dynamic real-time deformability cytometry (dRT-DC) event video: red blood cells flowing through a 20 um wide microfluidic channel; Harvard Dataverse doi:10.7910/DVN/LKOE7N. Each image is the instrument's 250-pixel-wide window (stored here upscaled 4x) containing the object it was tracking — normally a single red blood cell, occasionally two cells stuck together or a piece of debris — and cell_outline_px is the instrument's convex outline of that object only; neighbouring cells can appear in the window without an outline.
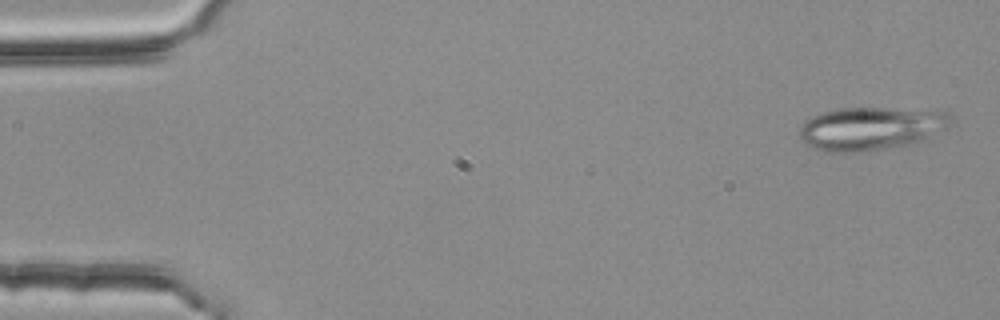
{"species": "common noctule bat (a hibernating species)", "species_latin": "Nyctalus noctula", "temperature_condition": "room temperature", "stored_images_in_passage": 3, "camera_frame_rate_fps": 3000, "um_per_image_px": 0.085, "animal": {"sex": "female", "body_mass_g": 25.1}, "frame": {"image": 1, "passage_image": 1, "time_ms": 0.0, "image_size_px": [1000, 320], "cell_outline_px": [[952, 124], [924, 140], [908, 144], [852, 152], [824, 152], [812, 148], [804, 144], [800, 136], [800, 124], [804, 120], [812, 116], [824, 112], [840, 108], [884, 108], [944, 112], [948, 116]], "centroid_in_image_um": [73.93, 10.92], "position_along_channel_um": 11.1, "area_um2": 37.51}}